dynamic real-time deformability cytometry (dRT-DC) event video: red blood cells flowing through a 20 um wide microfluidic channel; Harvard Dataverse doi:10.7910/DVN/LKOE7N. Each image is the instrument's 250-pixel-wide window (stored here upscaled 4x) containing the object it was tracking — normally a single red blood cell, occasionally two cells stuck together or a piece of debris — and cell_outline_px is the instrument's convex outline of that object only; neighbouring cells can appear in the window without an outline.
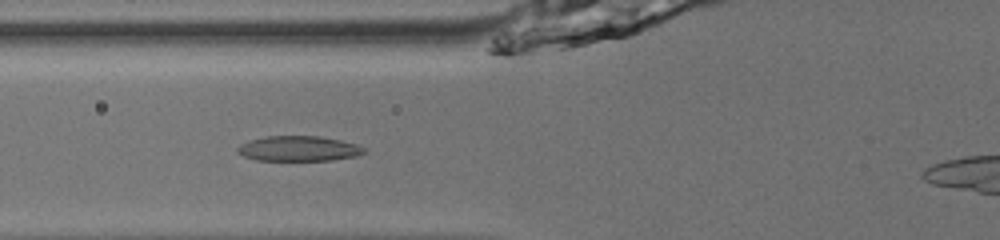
{"species": "common noctule bat (a hibernating species)", "species_latin": "Nyctalus noctula", "temperature_condition": "room temperature", "stored_images_in_passage": 42, "camera_frame_rate_fps": 3000, "um_per_image_px": 0.085, "animal": {"sex": "male", "body_mass_g": 13.0, "forearm_length_mm": 53.1}, "frame": {"image": 1, "passage_image": 14, "time_ms": 4.333, "image_size_px": [1000, 240], "cell_outline_px": [[368, 152], [356, 156], [332, 160], [256, 160], [244, 156], [236, 152], [236, 148], [240, 144], [248, 140], [264, 136], [320, 136], [340, 140], [356, 144], [364, 148]], "centroid_in_image_um": [25.36, 12.62], "position_along_channel_um": 100.4, "area_um2": 18.67}}
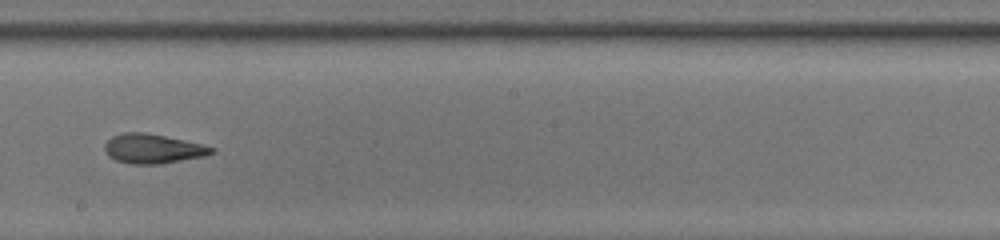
{"frame": {"image": 2, "passage_image": 24, "time_ms": 7.667, "image_size_px": [1000, 240], "cell_outline_px": [[216, 152], [204, 156], [160, 164], [132, 164], [116, 160], [108, 156], [104, 148], [104, 144], [112, 136], [124, 132], [144, 132], [184, 140], [216, 148]], "centroid_in_image_um": [12.98, 12.64], "position_along_channel_um": 235.2, "area_um2": 18.26}}
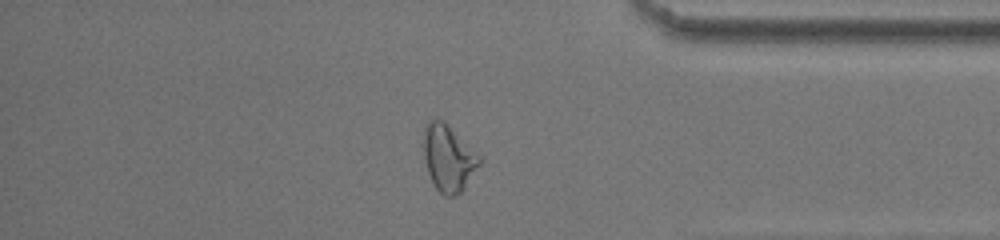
{"frame": {"image": 3, "passage_image": 37, "time_ms": 12.0, "image_size_px": [1000, 240], "cell_outline_px": [[480, 164], [464, 188], [456, 196], [444, 196], [436, 188], [428, 172], [424, 160], [424, 128], [428, 120], [444, 120], [480, 156]], "centroid_in_image_um": [38.11, 13.43], "position_along_channel_um": 397.1, "area_um2": 21.39}}